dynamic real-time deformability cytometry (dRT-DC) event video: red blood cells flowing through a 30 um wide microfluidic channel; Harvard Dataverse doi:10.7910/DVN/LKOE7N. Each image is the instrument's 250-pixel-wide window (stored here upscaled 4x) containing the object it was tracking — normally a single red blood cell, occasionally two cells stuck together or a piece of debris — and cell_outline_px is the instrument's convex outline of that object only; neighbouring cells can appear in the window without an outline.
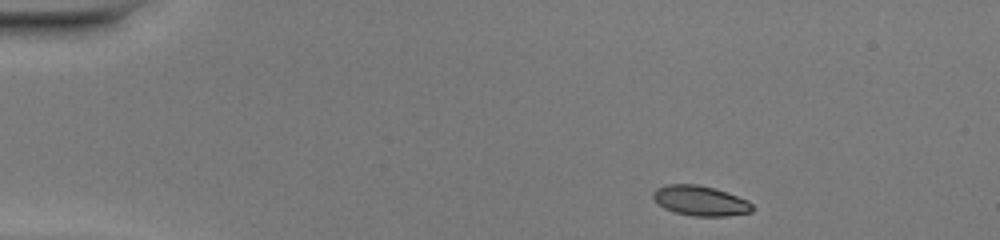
{"species": "common noctule bat (a hibernating species)", "species_latin": "Nyctalus noctula", "temperature_condition": "warm", "stored_images_in_passage": 43, "camera_frame_rate_fps": 3000, "um_per_image_px": 0.085, "animal": {"sex": "female", "body_mass_g": 20.0, "forearm_length_mm": 54.0}, "frame": {"image": 1, "passage_image": 1, "time_ms": 0.0, "image_size_px": [1000, 240], "cell_outline_px": [[756, 208], [752, 212], [728, 216], [692, 216], [676, 212], [664, 208], [652, 196], [652, 192], [656, 188], [668, 184], [696, 184], [712, 188], [748, 200]], "centroid_in_image_um": [59.55, 17.07], "position_along_channel_um": 25.5, "area_um2": 17.22}}
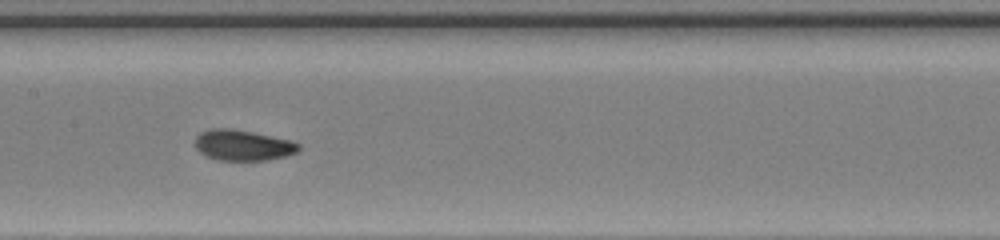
{"frame": {"image": 2, "passage_image": 19, "time_ms": 6.0, "image_size_px": [1000, 240], "cell_outline_px": [[300, 148], [296, 152], [284, 156], [268, 160], [216, 160], [200, 152], [196, 148], [196, 136], [200, 132], [212, 128], [232, 128], [292, 140], [300, 144]], "centroid_in_image_um": [20.65, 12.33], "position_along_channel_um": 186.8, "area_um2": 18.5}}
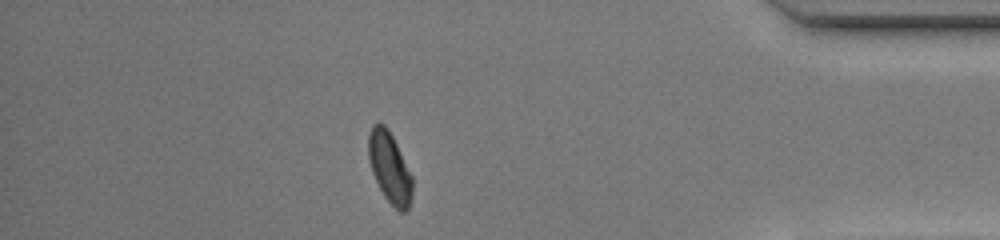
{"frame": {"image": 3, "passage_image": 37, "time_ms": 12.0, "image_size_px": [1000, 240], "cell_outline_px": [[412, 196], [408, 208], [404, 212], [400, 212], [384, 196], [372, 172], [368, 160], [368, 136], [372, 124], [384, 124], [388, 128], [412, 176]], "centroid_in_image_um": [33.1, 14.24], "position_along_channel_um": 402.1, "area_um2": 17.86}, "authors_computed_cell_mechanics": {"area_um2": 17.9758, "velocity_mm_per_s": 4.1763, "shape_relaxation_time_tau1_ms": 8.313, "shape_relaxation_time_tau2_ms": 1.2158, "deformation_change_tau1": 0.2045, "deformation_change_tau2": 0.0575}}